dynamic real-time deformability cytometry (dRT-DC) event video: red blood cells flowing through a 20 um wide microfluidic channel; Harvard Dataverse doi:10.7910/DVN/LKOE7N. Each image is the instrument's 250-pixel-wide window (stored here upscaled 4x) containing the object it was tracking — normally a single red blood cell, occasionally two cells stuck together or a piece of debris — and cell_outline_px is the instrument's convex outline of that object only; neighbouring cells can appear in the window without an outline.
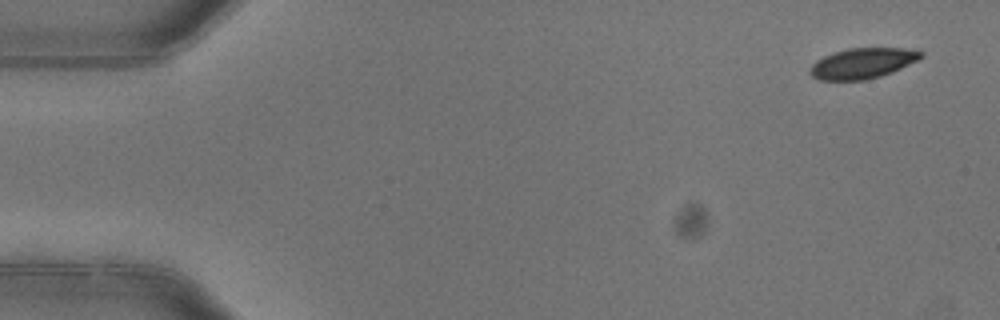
{"species": "common noctule bat (a hibernating species)", "species_latin": "Nyctalus noctula", "temperature_condition": "warm", "stored_images_in_passage": 6, "camera_frame_rate_fps": 3000, "um_per_image_px": 0.085, "animal": {"sex": "female"}, "frame": {"image": 1, "passage_image": 1, "time_ms": 0.0, "image_size_px": [1000, 320], "cell_outline_px": [[924, 56], [892, 72], [880, 76], [864, 80], [820, 80], [812, 76], [808, 72], [812, 64], [816, 60], [832, 52], [848, 48], [916, 48], [924, 52]], "centroid_in_image_um": [73.32, 5.36], "position_along_channel_um": 11.7, "area_um2": 19.83}}
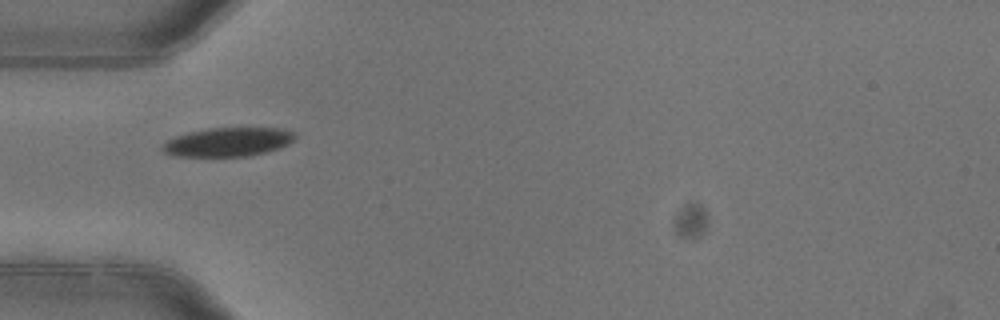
{"frame": {"image": 2, "passage_image": 5, "time_ms": 1.333, "image_size_px": [1000, 320], "cell_outline_px": [[296, 136], [288, 144], [280, 148], [248, 156], [176, 156], [164, 152], [160, 148], [168, 140], [176, 136], [188, 132], [208, 128], [280, 128], [292, 132]], "centroid_in_image_um": [19.36, 12.07], "position_along_channel_um": 65.6, "area_um2": 22.08}}